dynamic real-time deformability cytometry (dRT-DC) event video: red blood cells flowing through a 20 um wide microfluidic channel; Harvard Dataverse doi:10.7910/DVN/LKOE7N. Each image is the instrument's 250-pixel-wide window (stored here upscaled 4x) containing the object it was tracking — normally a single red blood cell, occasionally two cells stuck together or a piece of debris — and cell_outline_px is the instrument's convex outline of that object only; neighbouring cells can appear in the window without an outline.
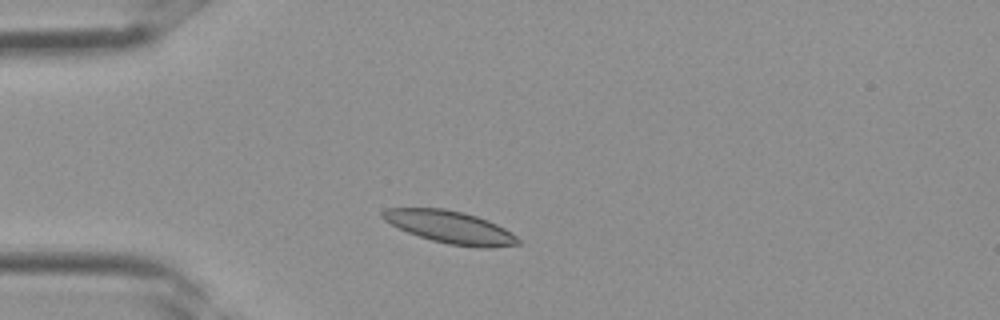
{"species": "Egyptian fruit bat (a non-hibernating species)", "species_latin": "Rousettus aegyptiacus", "temperature_condition": "room temperature", "stored_images_in_passage": 1, "camera_frame_rate_fps": 3000, "um_per_image_px": 0.085, "frame": {"image": 1, "passage_image": 1, "time_ms": 0.0, "image_size_px": [1000, 320], "cell_outline_px": [[520, 244], [488, 248], [480, 248], [448, 244], [432, 240], [408, 232], [384, 220], [380, 216], [380, 212], [384, 208], [444, 208], [464, 212], [488, 220], [512, 232], [520, 240]], "centroid_in_image_um": [38.27, 19.3], "position_along_channel_um": 46.7, "area_um2": 25.61}}